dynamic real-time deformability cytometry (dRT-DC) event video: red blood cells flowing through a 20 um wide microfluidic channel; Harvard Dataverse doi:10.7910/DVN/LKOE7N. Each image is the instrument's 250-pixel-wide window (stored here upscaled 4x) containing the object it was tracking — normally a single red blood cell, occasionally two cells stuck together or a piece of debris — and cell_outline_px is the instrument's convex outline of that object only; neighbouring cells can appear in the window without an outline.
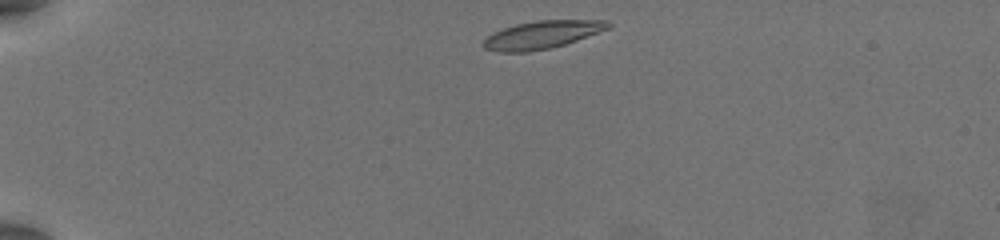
{"species": "common noctule bat (a hibernating species)", "species_latin": "Nyctalus noctula", "temperature_condition": "warm", "stored_images_in_passage": 33, "camera_frame_rate_fps": 3000, "um_per_image_px": 0.085, "animal": {"sex": "female", "body_mass_g": 19.5, "forearm_length_mm": 54.1}, "frame": {"image": 1, "passage_image": 1, "time_ms": 0.0, "image_size_px": [1000, 240], "cell_outline_px": [[612, 24], [608, 28], [576, 40], [564, 44], [548, 48], [528, 52], [500, 52], [484, 48], [480, 44], [492, 32], [516, 24], [536, 20], [608, 20]], "centroid_in_image_um": [46.02, 2.95], "position_along_channel_um": 39.0, "area_um2": 20.06}}
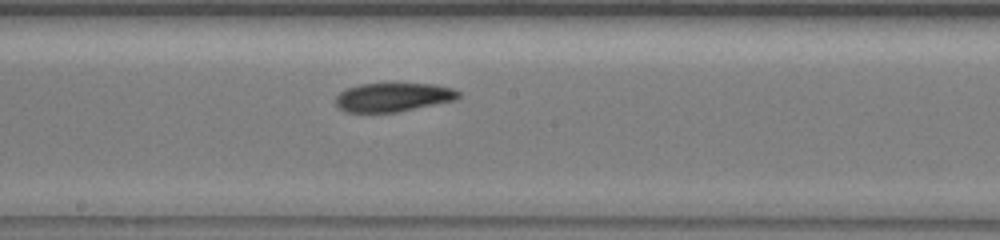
{"frame": {"image": 2, "passage_image": 19, "time_ms": 6.0, "image_size_px": [1000, 240], "cell_outline_px": [[460, 96], [456, 100], [396, 112], [348, 112], [340, 108], [332, 100], [340, 92], [348, 88], [360, 84], [432, 84], [452, 88], [460, 92]], "centroid_in_image_um": [33.4, 8.26], "position_along_channel_um": 214.8, "area_um2": 20.46}}
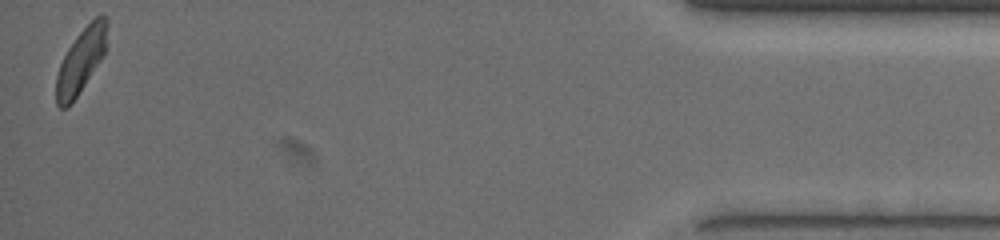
{"frame": {"image": 3, "passage_image": 33, "time_ms": 10.667, "image_size_px": [1000, 240], "cell_outline_px": [[108, 24], [104, 52], [100, 60], [76, 96], [64, 108], [60, 108], [56, 104], [56, 76], [60, 64], [68, 48], [76, 36], [100, 12], [108, 20]], "centroid_in_image_um": [6.87, 5.11], "position_along_channel_um": 428.3, "area_um2": 18.5}}